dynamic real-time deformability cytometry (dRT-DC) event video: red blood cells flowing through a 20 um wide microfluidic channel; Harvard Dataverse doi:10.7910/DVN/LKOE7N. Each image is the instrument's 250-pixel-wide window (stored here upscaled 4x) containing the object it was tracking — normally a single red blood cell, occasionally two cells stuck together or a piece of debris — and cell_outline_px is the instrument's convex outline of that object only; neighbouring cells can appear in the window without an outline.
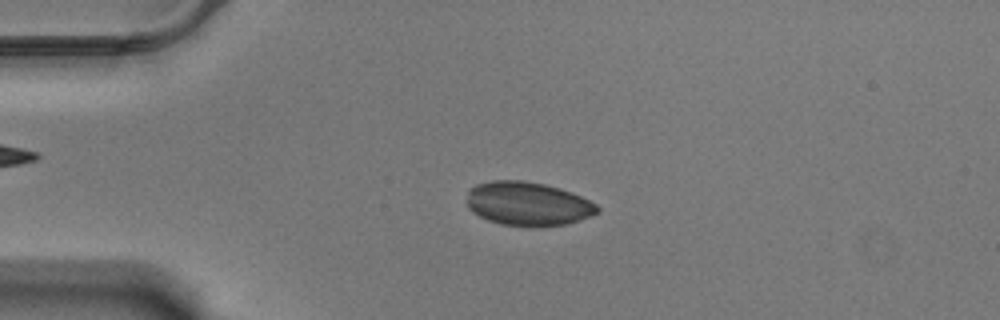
{"species": "Egyptian fruit bat (a non-hibernating species)", "species_latin": "Rousettus aegyptiacus", "temperature_condition": "warm", "stored_images_in_passage": 55, "camera_frame_rate_fps": 3000, "um_per_image_px": 0.085, "animal": {"sex": "male"}, "frame": {"image": 1, "passage_image": 11, "time_ms": 3.333, "image_size_px": [1000, 320], "cell_outline_px": [[600, 212], [580, 220], [568, 224], [536, 228], [532, 228], [500, 224], [488, 220], [472, 212], [468, 208], [468, 188], [476, 184], [492, 180], [524, 180], [544, 184], [560, 188], [572, 192], [596, 204], [600, 208]], "centroid_in_image_um": [44.87, 17.33], "position_along_channel_um": 40.1, "area_um2": 33.87}}
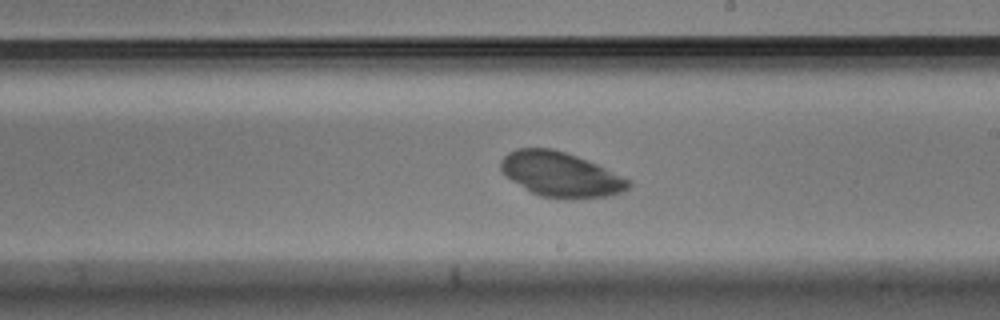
{"frame": {"image": 2, "passage_image": 31, "time_ms": 10.0, "image_size_px": [1000, 320], "cell_outline_px": [[632, 184], [624, 192], [608, 196], [568, 200], [540, 196], [532, 192], [512, 180], [500, 168], [500, 160], [508, 152], [516, 148], [552, 148], [576, 156], [596, 164], [632, 180]], "centroid_in_image_um": [47.69, 14.84], "position_along_channel_um": 241.3, "area_um2": 33.35}}
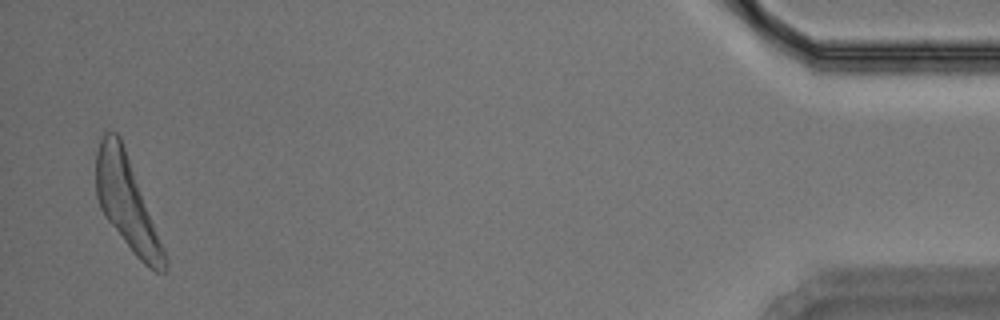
{"frame": {"image": 3, "passage_image": 54, "time_ms": 17.667, "image_size_px": [1000, 320], "cell_outline_px": [[168, 268], [164, 272], [156, 272], [148, 268], [132, 252], [104, 216], [100, 208], [96, 196], [96, 152], [100, 140], [104, 132], [116, 132], [120, 136], [168, 256]], "centroid_in_image_um": [10.8, 17.29], "position_along_channel_um": 424.4, "area_um2": 37.05}}